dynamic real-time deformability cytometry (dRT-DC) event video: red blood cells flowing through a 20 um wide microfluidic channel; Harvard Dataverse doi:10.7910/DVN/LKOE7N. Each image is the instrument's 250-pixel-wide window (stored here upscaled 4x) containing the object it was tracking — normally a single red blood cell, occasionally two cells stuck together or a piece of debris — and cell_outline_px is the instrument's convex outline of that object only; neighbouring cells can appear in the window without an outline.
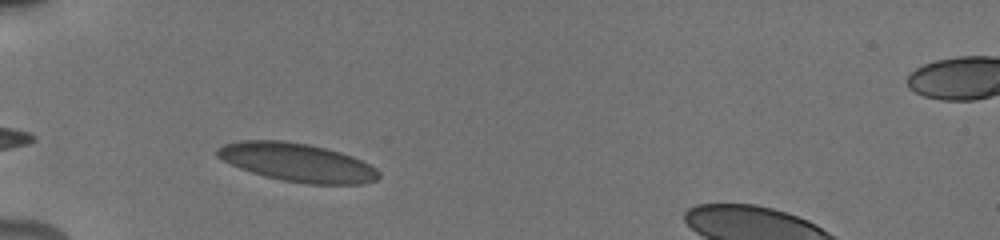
{"species": "human", "species_latin": "Homo sapiens", "temperature_condition": "cold", "stored_images_in_passage": 9, "camera_frame_rate_fps": 3000, "um_per_image_px": 0.085, "donor": {"sex": "male"}, "frame": {"image": 1, "passage_image": 1, "time_ms": 0.0, "image_size_px": [1000, 240], "cell_outline_px": [[380, 176], [376, 180], [364, 184], [308, 184], [280, 180], [264, 176], [240, 168], [216, 156], [216, 148], [224, 144], [240, 140], [284, 140], [308, 144], [340, 152], [352, 156], [376, 168], [380, 172]], "centroid_in_image_um": [25.26, 13.8], "position_along_channel_um": 59.7, "area_um2": 36.13}}
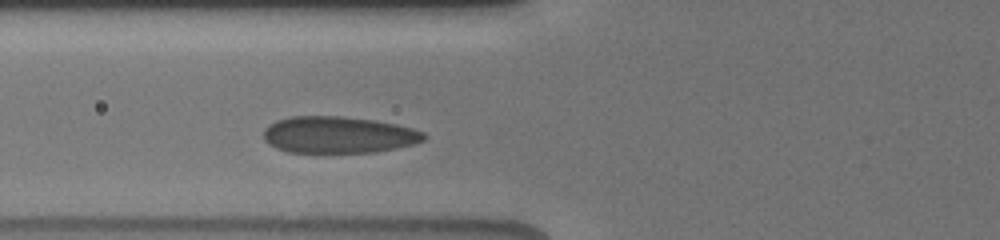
{"frame": {"image": 2, "passage_image": 4, "time_ms": 1.333, "image_size_px": [1000, 240], "cell_outline_px": [[428, 136], [424, 140], [412, 144], [396, 148], [376, 152], [288, 152], [276, 148], [268, 144], [264, 140], [264, 128], [268, 124], [276, 120], [292, 116], [344, 116], [376, 120], [396, 124], [412, 128], [424, 132]], "centroid_in_image_um": [28.76, 11.45], "position_along_channel_um": 97.0, "area_um2": 34.51}}